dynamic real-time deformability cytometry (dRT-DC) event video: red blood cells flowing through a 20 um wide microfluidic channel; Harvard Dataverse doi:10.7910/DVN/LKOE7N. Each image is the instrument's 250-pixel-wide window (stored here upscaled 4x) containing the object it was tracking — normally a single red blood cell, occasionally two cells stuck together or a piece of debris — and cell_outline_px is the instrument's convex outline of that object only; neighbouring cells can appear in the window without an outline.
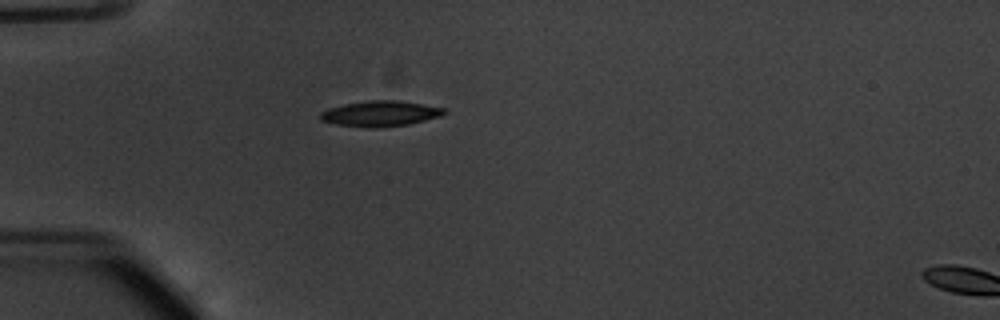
{"species": "common noctule bat (a hibernating species)", "species_latin": "Nyctalus noctula", "temperature_condition": "warm", "stored_images_in_passage": 39, "camera_frame_rate_fps": 3000, "um_per_image_px": 0.085, "animal": {"sex": "male", "body_mass_g": 20.1, "forearm_length_mm": 53.5}, "frame": {"image": 1, "passage_image": 1, "time_ms": 0.0, "image_size_px": [1000, 320], "cell_outline_px": [[448, 112], [440, 116], [408, 124], [376, 128], [368, 128], [336, 124], [320, 120], [320, 112], [328, 108], [344, 104], [372, 100], [400, 100], [444, 108]], "centroid_in_image_um": [32.31, 9.65], "position_along_channel_um": 52.7, "area_um2": 18.38}}
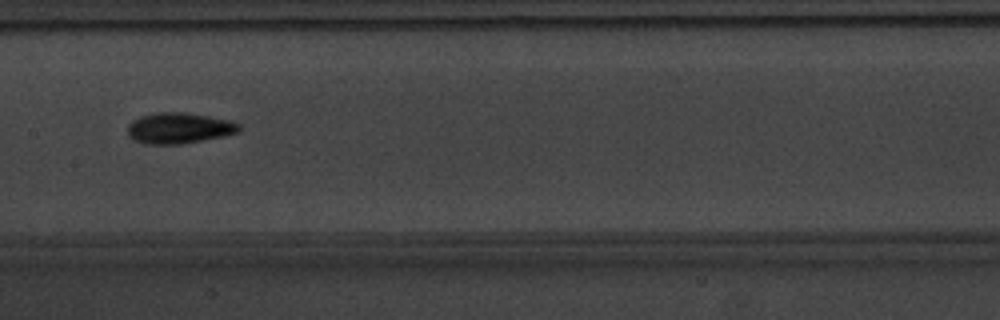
{"frame": {"image": 2, "passage_image": 13, "time_ms": 4.0, "image_size_px": [1000, 320], "cell_outline_px": [[240, 132], [224, 136], [180, 144], [144, 144], [128, 136], [128, 124], [132, 120], [140, 116], [156, 112], [184, 112], [208, 116], [228, 120], [240, 124]], "centroid_in_image_um": [15.2, 10.88], "position_along_channel_um": 192.2, "area_um2": 20.06}}
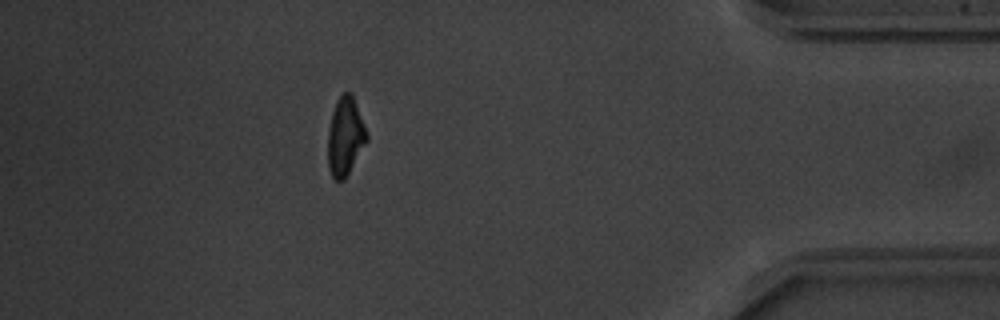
{"frame": {"image": 3, "passage_image": 33, "time_ms": 10.667, "image_size_px": [1000, 320], "cell_outline_px": [[368, 140], [344, 180], [336, 180], [332, 176], [328, 168], [328, 128], [332, 112], [336, 100], [344, 92], [352, 92], [368, 136]], "centroid_in_image_um": [29.33, 11.58], "position_along_channel_um": 405.9, "area_um2": 17.69}, "authors_computed_cell_mechanics": {"area_um2": 17.9758, "velocity_mm_per_s": 3.8061, "shape_relaxation_time_tau1_ms": 2.9114, "shape_relaxation_time_tau2_ms": 4.6424, "deformation_change_tau1": 0.1535, "deformation_change_tau2": 0.1159}}